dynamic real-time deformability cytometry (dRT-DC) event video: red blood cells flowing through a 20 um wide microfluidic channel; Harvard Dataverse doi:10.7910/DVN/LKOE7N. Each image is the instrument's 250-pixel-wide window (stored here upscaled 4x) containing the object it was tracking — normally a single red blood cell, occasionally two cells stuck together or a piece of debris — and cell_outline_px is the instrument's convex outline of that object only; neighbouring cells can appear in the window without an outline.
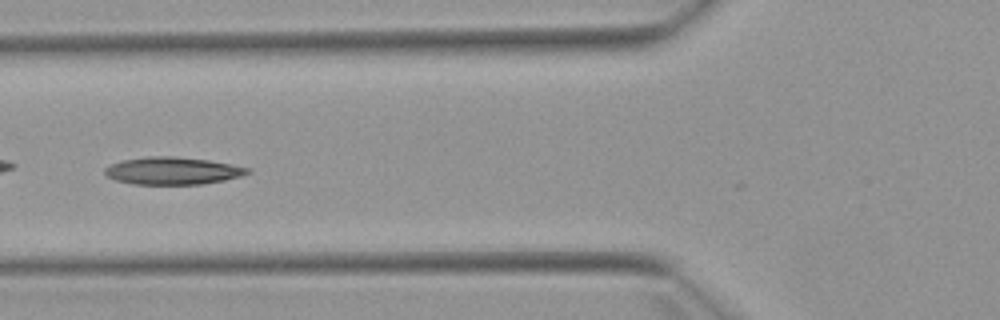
{"species": "Egyptian fruit bat (a non-hibernating species)", "species_latin": "Rousettus aegyptiacus", "temperature_condition": "warm", "stored_images_in_passage": 3, "camera_frame_rate_fps": 3000, "um_per_image_px": 0.085, "animal": {"sex": "female"}, "frame": {"image": 1, "passage_image": 2, "time_ms": 1.333, "image_size_px": [1000, 320], "cell_outline_px": [[252, 172], [240, 176], [224, 180], [200, 184], [132, 184], [116, 180], [108, 176], [104, 172], [104, 168], [120, 160], [148, 156], [172, 156], [208, 160], [232, 164], [252, 168]], "centroid_in_image_um": [14.69, 14.51], "position_along_channel_um": 111.1, "area_um2": 22.83}}